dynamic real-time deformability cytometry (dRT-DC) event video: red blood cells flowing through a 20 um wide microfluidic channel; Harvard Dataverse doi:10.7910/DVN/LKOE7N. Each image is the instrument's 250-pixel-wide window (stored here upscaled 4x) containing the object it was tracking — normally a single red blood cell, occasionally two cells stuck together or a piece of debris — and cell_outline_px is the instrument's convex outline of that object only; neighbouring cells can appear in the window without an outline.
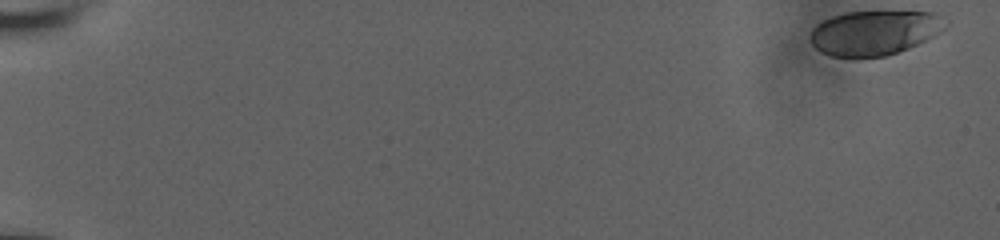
{"species": "human", "species_latin": "Homo sapiens", "temperature_condition": "room temperature", "stored_images_in_passage": 13, "camera_frame_rate_fps": 3000, "um_per_image_px": 0.085, "donor": {"sex": "male"}, "frame": {"image": 1, "passage_image": 1, "time_ms": 0.0, "image_size_px": [1000, 240], "cell_outline_px": [[948, 28], [908, 48], [884, 56], [832, 56], [820, 52], [812, 44], [812, 28], [816, 24], [832, 16], [848, 12], [936, 12], [948, 24]], "centroid_in_image_um": [74.34, 2.76], "position_along_channel_um": 10.7, "area_um2": 34.62}}